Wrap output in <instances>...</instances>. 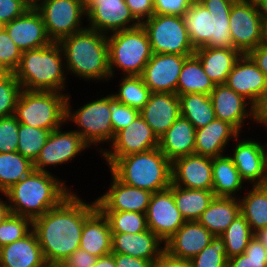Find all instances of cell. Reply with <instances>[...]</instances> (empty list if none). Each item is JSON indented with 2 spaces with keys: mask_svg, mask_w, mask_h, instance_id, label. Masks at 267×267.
I'll use <instances>...</instances> for the list:
<instances>
[{
  "mask_svg": "<svg viewBox=\"0 0 267 267\" xmlns=\"http://www.w3.org/2000/svg\"><path fill=\"white\" fill-rule=\"evenodd\" d=\"M96 209V201L89 205L71 193L57 207L32 221L50 267L59 266L79 248L84 222Z\"/></svg>",
  "mask_w": 267,
  "mask_h": 267,
  "instance_id": "obj_1",
  "label": "cell"
},
{
  "mask_svg": "<svg viewBox=\"0 0 267 267\" xmlns=\"http://www.w3.org/2000/svg\"><path fill=\"white\" fill-rule=\"evenodd\" d=\"M48 172L33 170L28 176L4 192L13 205L6 211L32 221L57 207L68 195V188Z\"/></svg>",
  "mask_w": 267,
  "mask_h": 267,
  "instance_id": "obj_2",
  "label": "cell"
},
{
  "mask_svg": "<svg viewBox=\"0 0 267 267\" xmlns=\"http://www.w3.org/2000/svg\"><path fill=\"white\" fill-rule=\"evenodd\" d=\"M110 171L121 182L152 193L166 190L172 183V163L154 148L123 157H105Z\"/></svg>",
  "mask_w": 267,
  "mask_h": 267,
  "instance_id": "obj_3",
  "label": "cell"
},
{
  "mask_svg": "<svg viewBox=\"0 0 267 267\" xmlns=\"http://www.w3.org/2000/svg\"><path fill=\"white\" fill-rule=\"evenodd\" d=\"M58 43L72 73L88 80L111 77L106 34L85 28Z\"/></svg>",
  "mask_w": 267,
  "mask_h": 267,
  "instance_id": "obj_4",
  "label": "cell"
},
{
  "mask_svg": "<svg viewBox=\"0 0 267 267\" xmlns=\"http://www.w3.org/2000/svg\"><path fill=\"white\" fill-rule=\"evenodd\" d=\"M62 50L58 42L22 52L13 72L23 90L60 92L64 90Z\"/></svg>",
  "mask_w": 267,
  "mask_h": 267,
  "instance_id": "obj_5",
  "label": "cell"
},
{
  "mask_svg": "<svg viewBox=\"0 0 267 267\" xmlns=\"http://www.w3.org/2000/svg\"><path fill=\"white\" fill-rule=\"evenodd\" d=\"M66 99L61 92L22 90L14 116L20 124L53 131L66 121Z\"/></svg>",
  "mask_w": 267,
  "mask_h": 267,
  "instance_id": "obj_6",
  "label": "cell"
},
{
  "mask_svg": "<svg viewBox=\"0 0 267 267\" xmlns=\"http://www.w3.org/2000/svg\"><path fill=\"white\" fill-rule=\"evenodd\" d=\"M107 37L109 72L113 77V66L121 68L126 75L141 76L152 57L151 44L142 25L114 32Z\"/></svg>",
  "mask_w": 267,
  "mask_h": 267,
  "instance_id": "obj_7",
  "label": "cell"
},
{
  "mask_svg": "<svg viewBox=\"0 0 267 267\" xmlns=\"http://www.w3.org/2000/svg\"><path fill=\"white\" fill-rule=\"evenodd\" d=\"M141 25L147 32L153 53L194 54L195 49L191 44L182 16L154 14Z\"/></svg>",
  "mask_w": 267,
  "mask_h": 267,
  "instance_id": "obj_8",
  "label": "cell"
},
{
  "mask_svg": "<svg viewBox=\"0 0 267 267\" xmlns=\"http://www.w3.org/2000/svg\"><path fill=\"white\" fill-rule=\"evenodd\" d=\"M263 20L256 0H235L229 17V31L235 49L248 54L263 42Z\"/></svg>",
  "mask_w": 267,
  "mask_h": 267,
  "instance_id": "obj_9",
  "label": "cell"
},
{
  "mask_svg": "<svg viewBox=\"0 0 267 267\" xmlns=\"http://www.w3.org/2000/svg\"><path fill=\"white\" fill-rule=\"evenodd\" d=\"M36 10L41 14L52 42H59L85 29L79 27L81 17L85 14L84 0H42Z\"/></svg>",
  "mask_w": 267,
  "mask_h": 267,
  "instance_id": "obj_10",
  "label": "cell"
},
{
  "mask_svg": "<svg viewBox=\"0 0 267 267\" xmlns=\"http://www.w3.org/2000/svg\"><path fill=\"white\" fill-rule=\"evenodd\" d=\"M69 96L66 99V120L71 119L79 127L76 131L82 139L88 144H98L113 140L115 137L111 124V111L109 110V95L107 97L87 103L71 114L69 106Z\"/></svg>",
  "mask_w": 267,
  "mask_h": 267,
  "instance_id": "obj_11",
  "label": "cell"
},
{
  "mask_svg": "<svg viewBox=\"0 0 267 267\" xmlns=\"http://www.w3.org/2000/svg\"><path fill=\"white\" fill-rule=\"evenodd\" d=\"M84 12L91 24L89 28L103 34L109 30L114 33L141 25L131 13L125 0H84ZM131 21L134 23L128 25Z\"/></svg>",
  "mask_w": 267,
  "mask_h": 267,
  "instance_id": "obj_12",
  "label": "cell"
},
{
  "mask_svg": "<svg viewBox=\"0 0 267 267\" xmlns=\"http://www.w3.org/2000/svg\"><path fill=\"white\" fill-rule=\"evenodd\" d=\"M145 214L148 229L164 242L186 222L176 206L172 183L168 189L152 194Z\"/></svg>",
  "mask_w": 267,
  "mask_h": 267,
  "instance_id": "obj_13",
  "label": "cell"
},
{
  "mask_svg": "<svg viewBox=\"0 0 267 267\" xmlns=\"http://www.w3.org/2000/svg\"><path fill=\"white\" fill-rule=\"evenodd\" d=\"M188 56L191 55L153 53L141 75L145 85L153 93L176 94L178 78Z\"/></svg>",
  "mask_w": 267,
  "mask_h": 267,
  "instance_id": "obj_14",
  "label": "cell"
},
{
  "mask_svg": "<svg viewBox=\"0 0 267 267\" xmlns=\"http://www.w3.org/2000/svg\"><path fill=\"white\" fill-rule=\"evenodd\" d=\"M227 87L250 100L255 108L267 91V77L248 54H242L228 74Z\"/></svg>",
  "mask_w": 267,
  "mask_h": 267,
  "instance_id": "obj_15",
  "label": "cell"
},
{
  "mask_svg": "<svg viewBox=\"0 0 267 267\" xmlns=\"http://www.w3.org/2000/svg\"><path fill=\"white\" fill-rule=\"evenodd\" d=\"M60 130L58 128L51 131L47 142L33 163L34 170L48 172L44 166L70 161L78 152L89 146L76 131Z\"/></svg>",
  "mask_w": 267,
  "mask_h": 267,
  "instance_id": "obj_16",
  "label": "cell"
},
{
  "mask_svg": "<svg viewBox=\"0 0 267 267\" xmlns=\"http://www.w3.org/2000/svg\"><path fill=\"white\" fill-rule=\"evenodd\" d=\"M171 175L173 185L188 189L212 190V157L191 154L177 158L172 162Z\"/></svg>",
  "mask_w": 267,
  "mask_h": 267,
  "instance_id": "obj_17",
  "label": "cell"
},
{
  "mask_svg": "<svg viewBox=\"0 0 267 267\" xmlns=\"http://www.w3.org/2000/svg\"><path fill=\"white\" fill-rule=\"evenodd\" d=\"M111 142L114 151L102 152L104 157H123L158 147L157 136L140 114L127 127L117 132Z\"/></svg>",
  "mask_w": 267,
  "mask_h": 267,
  "instance_id": "obj_18",
  "label": "cell"
},
{
  "mask_svg": "<svg viewBox=\"0 0 267 267\" xmlns=\"http://www.w3.org/2000/svg\"><path fill=\"white\" fill-rule=\"evenodd\" d=\"M111 188L96 199L100 211H132L145 214L150 203L152 192L136 188L121 182L112 173Z\"/></svg>",
  "mask_w": 267,
  "mask_h": 267,
  "instance_id": "obj_19",
  "label": "cell"
},
{
  "mask_svg": "<svg viewBox=\"0 0 267 267\" xmlns=\"http://www.w3.org/2000/svg\"><path fill=\"white\" fill-rule=\"evenodd\" d=\"M214 235L198 221H186L166 242L172 257L190 261L211 243Z\"/></svg>",
  "mask_w": 267,
  "mask_h": 267,
  "instance_id": "obj_20",
  "label": "cell"
},
{
  "mask_svg": "<svg viewBox=\"0 0 267 267\" xmlns=\"http://www.w3.org/2000/svg\"><path fill=\"white\" fill-rule=\"evenodd\" d=\"M17 47L24 52L49 45V39L41 14L28 9L22 16L3 26Z\"/></svg>",
  "mask_w": 267,
  "mask_h": 267,
  "instance_id": "obj_21",
  "label": "cell"
},
{
  "mask_svg": "<svg viewBox=\"0 0 267 267\" xmlns=\"http://www.w3.org/2000/svg\"><path fill=\"white\" fill-rule=\"evenodd\" d=\"M140 115L159 139L181 116L179 96L152 92Z\"/></svg>",
  "mask_w": 267,
  "mask_h": 267,
  "instance_id": "obj_22",
  "label": "cell"
},
{
  "mask_svg": "<svg viewBox=\"0 0 267 267\" xmlns=\"http://www.w3.org/2000/svg\"><path fill=\"white\" fill-rule=\"evenodd\" d=\"M266 146L256 141L243 140L236 145L233 156H229L244 181L255 180L253 185L264 184L267 173Z\"/></svg>",
  "mask_w": 267,
  "mask_h": 267,
  "instance_id": "obj_23",
  "label": "cell"
},
{
  "mask_svg": "<svg viewBox=\"0 0 267 267\" xmlns=\"http://www.w3.org/2000/svg\"><path fill=\"white\" fill-rule=\"evenodd\" d=\"M0 247V267H50L46 262L36 233Z\"/></svg>",
  "mask_w": 267,
  "mask_h": 267,
  "instance_id": "obj_24",
  "label": "cell"
},
{
  "mask_svg": "<svg viewBox=\"0 0 267 267\" xmlns=\"http://www.w3.org/2000/svg\"><path fill=\"white\" fill-rule=\"evenodd\" d=\"M215 117L222 121H226L233 125L239 132L244 119L252 116L255 121V108H251L248 114L246 98L237 94L234 90L227 87L225 84L215 85V88L209 94Z\"/></svg>",
  "mask_w": 267,
  "mask_h": 267,
  "instance_id": "obj_25",
  "label": "cell"
},
{
  "mask_svg": "<svg viewBox=\"0 0 267 267\" xmlns=\"http://www.w3.org/2000/svg\"><path fill=\"white\" fill-rule=\"evenodd\" d=\"M162 240L150 229L139 233H112V253L130 255L154 262L165 251Z\"/></svg>",
  "mask_w": 267,
  "mask_h": 267,
  "instance_id": "obj_26",
  "label": "cell"
},
{
  "mask_svg": "<svg viewBox=\"0 0 267 267\" xmlns=\"http://www.w3.org/2000/svg\"><path fill=\"white\" fill-rule=\"evenodd\" d=\"M196 129L180 116L158 139V148L172 163L175 159L194 154Z\"/></svg>",
  "mask_w": 267,
  "mask_h": 267,
  "instance_id": "obj_27",
  "label": "cell"
},
{
  "mask_svg": "<svg viewBox=\"0 0 267 267\" xmlns=\"http://www.w3.org/2000/svg\"><path fill=\"white\" fill-rule=\"evenodd\" d=\"M239 131L230 123L215 118L208 125L196 129L194 154L207 157L222 156L228 140L238 138Z\"/></svg>",
  "mask_w": 267,
  "mask_h": 267,
  "instance_id": "obj_28",
  "label": "cell"
},
{
  "mask_svg": "<svg viewBox=\"0 0 267 267\" xmlns=\"http://www.w3.org/2000/svg\"><path fill=\"white\" fill-rule=\"evenodd\" d=\"M79 248L96 257L112 253V232L107 218L98 208L84 222Z\"/></svg>",
  "mask_w": 267,
  "mask_h": 267,
  "instance_id": "obj_29",
  "label": "cell"
},
{
  "mask_svg": "<svg viewBox=\"0 0 267 267\" xmlns=\"http://www.w3.org/2000/svg\"><path fill=\"white\" fill-rule=\"evenodd\" d=\"M194 55L215 85L224 84L242 53L235 48L201 47Z\"/></svg>",
  "mask_w": 267,
  "mask_h": 267,
  "instance_id": "obj_30",
  "label": "cell"
},
{
  "mask_svg": "<svg viewBox=\"0 0 267 267\" xmlns=\"http://www.w3.org/2000/svg\"><path fill=\"white\" fill-rule=\"evenodd\" d=\"M240 214V201L235 197H215L197 221L220 236Z\"/></svg>",
  "mask_w": 267,
  "mask_h": 267,
  "instance_id": "obj_31",
  "label": "cell"
},
{
  "mask_svg": "<svg viewBox=\"0 0 267 267\" xmlns=\"http://www.w3.org/2000/svg\"><path fill=\"white\" fill-rule=\"evenodd\" d=\"M194 49L205 47L213 34V15L198 0L182 16Z\"/></svg>",
  "mask_w": 267,
  "mask_h": 267,
  "instance_id": "obj_32",
  "label": "cell"
},
{
  "mask_svg": "<svg viewBox=\"0 0 267 267\" xmlns=\"http://www.w3.org/2000/svg\"><path fill=\"white\" fill-rule=\"evenodd\" d=\"M213 15V34L205 47L234 48L229 17L235 0H198Z\"/></svg>",
  "mask_w": 267,
  "mask_h": 267,
  "instance_id": "obj_33",
  "label": "cell"
},
{
  "mask_svg": "<svg viewBox=\"0 0 267 267\" xmlns=\"http://www.w3.org/2000/svg\"><path fill=\"white\" fill-rule=\"evenodd\" d=\"M213 192L215 197H233L242 189L243 179L229 156L212 158Z\"/></svg>",
  "mask_w": 267,
  "mask_h": 267,
  "instance_id": "obj_34",
  "label": "cell"
},
{
  "mask_svg": "<svg viewBox=\"0 0 267 267\" xmlns=\"http://www.w3.org/2000/svg\"><path fill=\"white\" fill-rule=\"evenodd\" d=\"M214 88V82L206 75L199 59L194 54L188 56L178 78L176 94L203 93L209 95Z\"/></svg>",
  "mask_w": 267,
  "mask_h": 267,
  "instance_id": "obj_35",
  "label": "cell"
},
{
  "mask_svg": "<svg viewBox=\"0 0 267 267\" xmlns=\"http://www.w3.org/2000/svg\"><path fill=\"white\" fill-rule=\"evenodd\" d=\"M173 197L186 221H197L215 198L213 190L182 188L173 185Z\"/></svg>",
  "mask_w": 267,
  "mask_h": 267,
  "instance_id": "obj_36",
  "label": "cell"
},
{
  "mask_svg": "<svg viewBox=\"0 0 267 267\" xmlns=\"http://www.w3.org/2000/svg\"><path fill=\"white\" fill-rule=\"evenodd\" d=\"M178 96L180 100L181 116L189 120L195 129L208 125L216 118L209 95L203 93H188Z\"/></svg>",
  "mask_w": 267,
  "mask_h": 267,
  "instance_id": "obj_37",
  "label": "cell"
},
{
  "mask_svg": "<svg viewBox=\"0 0 267 267\" xmlns=\"http://www.w3.org/2000/svg\"><path fill=\"white\" fill-rule=\"evenodd\" d=\"M239 201L240 213L253 233L267 228V189L263 185H253L247 196Z\"/></svg>",
  "mask_w": 267,
  "mask_h": 267,
  "instance_id": "obj_38",
  "label": "cell"
},
{
  "mask_svg": "<svg viewBox=\"0 0 267 267\" xmlns=\"http://www.w3.org/2000/svg\"><path fill=\"white\" fill-rule=\"evenodd\" d=\"M33 170V163L20 153H0V191L4 193Z\"/></svg>",
  "mask_w": 267,
  "mask_h": 267,
  "instance_id": "obj_39",
  "label": "cell"
},
{
  "mask_svg": "<svg viewBox=\"0 0 267 267\" xmlns=\"http://www.w3.org/2000/svg\"><path fill=\"white\" fill-rule=\"evenodd\" d=\"M254 236L250 225L240 214L220 235L226 246L227 259L245 252L250 239Z\"/></svg>",
  "mask_w": 267,
  "mask_h": 267,
  "instance_id": "obj_40",
  "label": "cell"
},
{
  "mask_svg": "<svg viewBox=\"0 0 267 267\" xmlns=\"http://www.w3.org/2000/svg\"><path fill=\"white\" fill-rule=\"evenodd\" d=\"M124 77L118 94L112 95L122 104L140 111L148 102L152 92L145 85L142 76L129 75Z\"/></svg>",
  "mask_w": 267,
  "mask_h": 267,
  "instance_id": "obj_41",
  "label": "cell"
},
{
  "mask_svg": "<svg viewBox=\"0 0 267 267\" xmlns=\"http://www.w3.org/2000/svg\"><path fill=\"white\" fill-rule=\"evenodd\" d=\"M50 133V130L19 123L17 152L34 163Z\"/></svg>",
  "mask_w": 267,
  "mask_h": 267,
  "instance_id": "obj_42",
  "label": "cell"
},
{
  "mask_svg": "<svg viewBox=\"0 0 267 267\" xmlns=\"http://www.w3.org/2000/svg\"><path fill=\"white\" fill-rule=\"evenodd\" d=\"M112 233H139L148 229L146 214L132 211H101Z\"/></svg>",
  "mask_w": 267,
  "mask_h": 267,
  "instance_id": "obj_43",
  "label": "cell"
},
{
  "mask_svg": "<svg viewBox=\"0 0 267 267\" xmlns=\"http://www.w3.org/2000/svg\"><path fill=\"white\" fill-rule=\"evenodd\" d=\"M32 220L20 215L5 212L0 218V247L26 236L31 230Z\"/></svg>",
  "mask_w": 267,
  "mask_h": 267,
  "instance_id": "obj_44",
  "label": "cell"
},
{
  "mask_svg": "<svg viewBox=\"0 0 267 267\" xmlns=\"http://www.w3.org/2000/svg\"><path fill=\"white\" fill-rule=\"evenodd\" d=\"M192 267H227L226 246L220 236H214L211 243L190 261Z\"/></svg>",
  "mask_w": 267,
  "mask_h": 267,
  "instance_id": "obj_45",
  "label": "cell"
},
{
  "mask_svg": "<svg viewBox=\"0 0 267 267\" xmlns=\"http://www.w3.org/2000/svg\"><path fill=\"white\" fill-rule=\"evenodd\" d=\"M227 267H267V248L254 235L244 253L228 259Z\"/></svg>",
  "mask_w": 267,
  "mask_h": 267,
  "instance_id": "obj_46",
  "label": "cell"
},
{
  "mask_svg": "<svg viewBox=\"0 0 267 267\" xmlns=\"http://www.w3.org/2000/svg\"><path fill=\"white\" fill-rule=\"evenodd\" d=\"M22 90V86L13 73H9L0 82V118L14 115Z\"/></svg>",
  "mask_w": 267,
  "mask_h": 267,
  "instance_id": "obj_47",
  "label": "cell"
},
{
  "mask_svg": "<svg viewBox=\"0 0 267 267\" xmlns=\"http://www.w3.org/2000/svg\"><path fill=\"white\" fill-rule=\"evenodd\" d=\"M22 51L16 46L4 27L0 29V67L13 73L19 65Z\"/></svg>",
  "mask_w": 267,
  "mask_h": 267,
  "instance_id": "obj_48",
  "label": "cell"
},
{
  "mask_svg": "<svg viewBox=\"0 0 267 267\" xmlns=\"http://www.w3.org/2000/svg\"><path fill=\"white\" fill-rule=\"evenodd\" d=\"M109 110L114 134L127 127L140 114L139 110L122 104L113 95H109Z\"/></svg>",
  "mask_w": 267,
  "mask_h": 267,
  "instance_id": "obj_49",
  "label": "cell"
},
{
  "mask_svg": "<svg viewBox=\"0 0 267 267\" xmlns=\"http://www.w3.org/2000/svg\"><path fill=\"white\" fill-rule=\"evenodd\" d=\"M19 122L14 115L0 118V153L17 152Z\"/></svg>",
  "mask_w": 267,
  "mask_h": 267,
  "instance_id": "obj_50",
  "label": "cell"
},
{
  "mask_svg": "<svg viewBox=\"0 0 267 267\" xmlns=\"http://www.w3.org/2000/svg\"><path fill=\"white\" fill-rule=\"evenodd\" d=\"M194 0H153L154 14L183 16Z\"/></svg>",
  "mask_w": 267,
  "mask_h": 267,
  "instance_id": "obj_51",
  "label": "cell"
},
{
  "mask_svg": "<svg viewBox=\"0 0 267 267\" xmlns=\"http://www.w3.org/2000/svg\"><path fill=\"white\" fill-rule=\"evenodd\" d=\"M27 10L28 8L18 0H0V24L4 26L22 16Z\"/></svg>",
  "mask_w": 267,
  "mask_h": 267,
  "instance_id": "obj_52",
  "label": "cell"
},
{
  "mask_svg": "<svg viewBox=\"0 0 267 267\" xmlns=\"http://www.w3.org/2000/svg\"><path fill=\"white\" fill-rule=\"evenodd\" d=\"M98 257L78 248L57 267H93Z\"/></svg>",
  "mask_w": 267,
  "mask_h": 267,
  "instance_id": "obj_53",
  "label": "cell"
},
{
  "mask_svg": "<svg viewBox=\"0 0 267 267\" xmlns=\"http://www.w3.org/2000/svg\"><path fill=\"white\" fill-rule=\"evenodd\" d=\"M125 2L140 23L154 15L153 0H125Z\"/></svg>",
  "mask_w": 267,
  "mask_h": 267,
  "instance_id": "obj_54",
  "label": "cell"
},
{
  "mask_svg": "<svg viewBox=\"0 0 267 267\" xmlns=\"http://www.w3.org/2000/svg\"><path fill=\"white\" fill-rule=\"evenodd\" d=\"M116 267H153V262L130 255L112 253Z\"/></svg>",
  "mask_w": 267,
  "mask_h": 267,
  "instance_id": "obj_55",
  "label": "cell"
},
{
  "mask_svg": "<svg viewBox=\"0 0 267 267\" xmlns=\"http://www.w3.org/2000/svg\"><path fill=\"white\" fill-rule=\"evenodd\" d=\"M248 55L257 64L258 68L267 77V45L261 43L255 49H252Z\"/></svg>",
  "mask_w": 267,
  "mask_h": 267,
  "instance_id": "obj_56",
  "label": "cell"
},
{
  "mask_svg": "<svg viewBox=\"0 0 267 267\" xmlns=\"http://www.w3.org/2000/svg\"><path fill=\"white\" fill-rule=\"evenodd\" d=\"M153 267H192L189 261L170 256L164 251L158 259L153 262Z\"/></svg>",
  "mask_w": 267,
  "mask_h": 267,
  "instance_id": "obj_57",
  "label": "cell"
},
{
  "mask_svg": "<svg viewBox=\"0 0 267 267\" xmlns=\"http://www.w3.org/2000/svg\"><path fill=\"white\" fill-rule=\"evenodd\" d=\"M255 120L259 123L267 125V91L260 103L255 107Z\"/></svg>",
  "mask_w": 267,
  "mask_h": 267,
  "instance_id": "obj_58",
  "label": "cell"
},
{
  "mask_svg": "<svg viewBox=\"0 0 267 267\" xmlns=\"http://www.w3.org/2000/svg\"><path fill=\"white\" fill-rule=\"evenodd\" d=\"M93 267H116L113 254H108L103 257H98Z\"/></svg>",
  "mask_w": 267,
  "mask_h": 267,
  "instance_id": "obj_59",
  "label": "cell"
},
{
  "mask_svg": "<svg viewBox=\"0 0 267 267\" xmlns=\"http://www.w3.org/2000/svg\"><path fill=\"white\" fill-rule=\"evenodd\" d=\"M260 16L264 22H267V0H256Z\"/></svg>",
  "mask_w": 267,
  "mask_h": 267,
  "instance_id": "obj_60",
  "label": "cell"
},
{
  "mask_svg": "<svg viewBox=\"0 0 267 267\" xmlns=\"http://www.w3.org/2000/svg\"><path fill=\"white\" fill-rule=\"evenodd\" d=\"M258 240L267 248V228H263L254 233Z\"/></svg>",
  "mask_w": 267,
  "mask_h": 267,
  "instance_id": "obj_61",
  "label": "cell"
},
{
  "mask_svg": "<svg viewBox=\"0 0 267 267\" xmlns=\"http://www.w3.org/2000/svg\"><path fill=\"white\" fill-rule=\"evenodd\" d=\"M23 5H25L28 9H37L40 0H18Z\"/></svg>",
  "mask_w": 267,
  "mask_h": 267,
  "instance_id": "obj_62",
  "label": "cell"
},
{
  "mask_svg": "<svg viewBox=\"0 0 267 267\" xmlns=\"http://www.w3.org/2000/svg\"><path fill=\"white\" fill-rule=\"evenodd\" d=\"M263 44L267 45V22L263 24Z\"/></svg>",
  "mask_w": 267,
  "mask_h": 267,
  "instance_id": "obj_63",
  "label": "cell"
},
{
  "mask_svg": "<svg viewBox=\"0 0 267 267\" xmlns=\"http://www.w3.org/2000/svg\"><path fill=\"white\" fill-rule=\"evenodd\" d=\"M5 212H6V203L0 200V218L5 214Z\"/></svg>",
  "mask_w": 267,
  "mask_h": 267,
  "instance_id": "obj_64",
  "label": "cell"
},
{
  "mask_svg": "<svg viewBox=\"0 0 267 267\" xmlns=\"http://www.w3.org/2000/svg\"><path fill=\"white\" fill-rule=\"evenodd\" d=\"M9 74V72L4 69L3 67H0V82Z\"/></svg>",
  "mask_w": 267,
  "mask_h": 267,
  "instance_id": "obj_65",
  "label": "cell"
},
{
  "mask_svg": "<svg viewBox=\"0 0 267 267\" xmlns=\"http://www.w3.org/2000/svg\"><path fill=\"white\" fill-rule=\"evenodd\" d=\"M263 186L267 189V173H266V179H265Z\"/></svg>",
  "mask_w": 267,
  "mask_h": 267,
  "instance_id": "obj_66",
  "label": "cell"
}]
</instances>
